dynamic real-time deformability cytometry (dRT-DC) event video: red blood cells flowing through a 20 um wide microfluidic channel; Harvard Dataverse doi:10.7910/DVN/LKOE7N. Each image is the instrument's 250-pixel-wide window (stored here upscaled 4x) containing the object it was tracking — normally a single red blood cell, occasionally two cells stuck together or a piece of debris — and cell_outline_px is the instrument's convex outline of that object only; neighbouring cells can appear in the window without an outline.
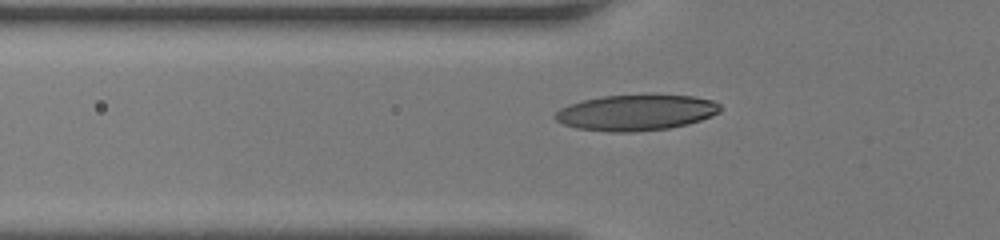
{"species": "human", "species_latin": "Homo sapiens", "temperature_condition": "room temperature", "stored_images_in_passage": 38, "camera_frame_rate_fps": 3000, "um_per_image_px": 0.085, "donor": {"sex": "female"}, "frame": {"image": 1, "passage_image": 8, "time_ms": 2.333, "image_size_px": [1000, 240], "cell_outline_px": [[720, 112], [712, 116], [688, 124], [668, 128], [632, 132], [608, 132], [576, 128], [564, 124], [556, 120], [556, 112], [560, 108], [568, 104], [584, 100], [604, 96], [692, 96], [712, 100], [720, 104]], "centroid_in_image_um": [54.06, 9.59], "position_along_channel_um": 71.7, "area_um2": 33.99}}
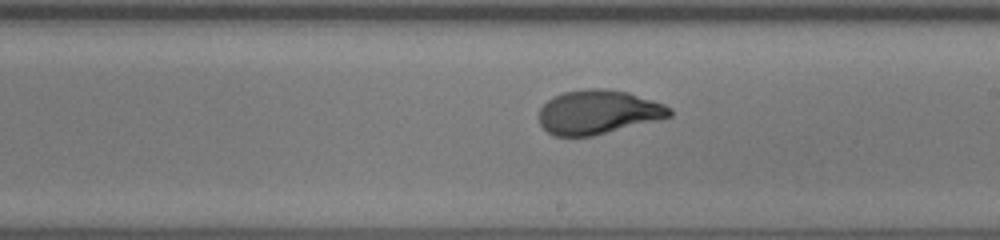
{"frame": {"image": 2, "passage_image": 19, "time_ms": 6.0, "image_size_px": [1000, 240], "cell_outline_px": [[672, 116], [592, 136], [552, 136], [540, 124], [536, 116], [540, 108], [552, 96], [560, 92], [584, 88], [608, 88], [628, 92], [664, 104], [672, 108]], "centroid_in_image_um": [50.79, 9.51], "position_along_channel_um": 238.2, "area_um2": 33.87}}
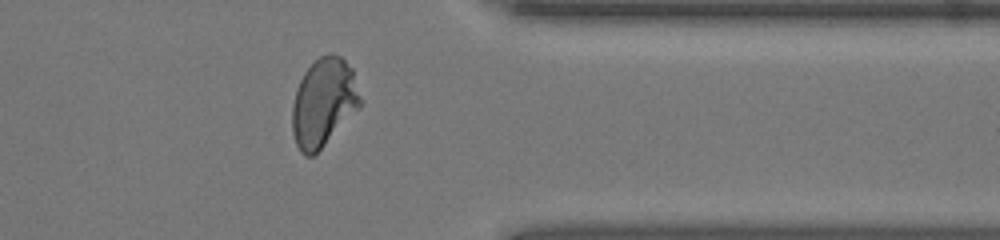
{"frame": {"image": 3, "passage_image": 29, "time_ms": 9.333, "image_size_px": [1000, 240], "cell_outline_px": [[360, 108], [312, 156], [304, 156], [300, 152], [296, 144], [292, 132], [292, 104], [296, 88], [304, 72], [320, 56], [332, 52], [340, 56], [352, 68], [360, 96]], "centroid_in_image_um": [27.49, 8.7], "position_along_channel_um": 383.9, "area_um2": 34.8}}